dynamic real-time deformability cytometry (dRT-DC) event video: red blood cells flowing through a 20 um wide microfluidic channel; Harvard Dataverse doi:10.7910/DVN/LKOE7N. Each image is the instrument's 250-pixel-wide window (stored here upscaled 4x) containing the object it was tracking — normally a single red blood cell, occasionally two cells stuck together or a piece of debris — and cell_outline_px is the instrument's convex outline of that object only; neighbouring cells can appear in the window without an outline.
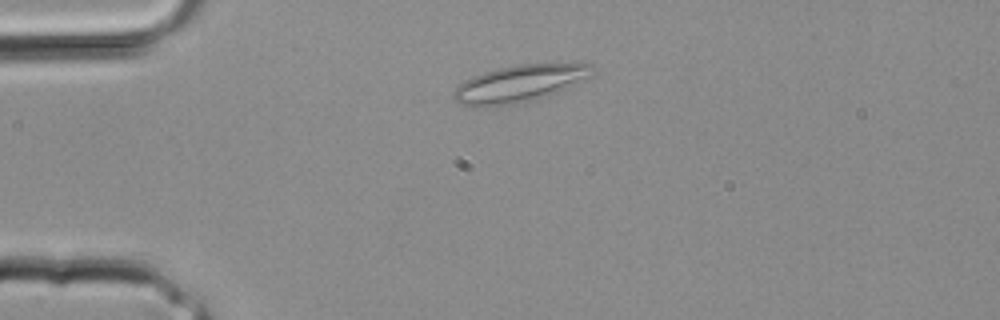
{"species": "common noctule bat (a hibernating species)", "species_latin": "Nyctalus noctula", "temperature_condition": "room temperature", "stored_images_in_passage": 18, "camera_frame_rate_fps": 3000, "um_per_image_px": 0.085, "animal": {"sex": "male", "body_mass_g": 20.4}, "frame": {"image": 1, "passage_image": 4, "time_ms": 1.0, "image_size_px": [1000, 320], "cell_outline_px": [[596, 72], [592, 76], [548, 96], [516, 104], [488, 108], [476, 108], [460, 104], [452, 96], [452, 92], [464, 80], [472, 76], [484, 72], [500, 68], [520, 64], [584, 60], [592, 64]], "centroid_in_image_um": [44.25, 7.08], "position_along_channel_um": 40.7, "area_um2": 31.21}}
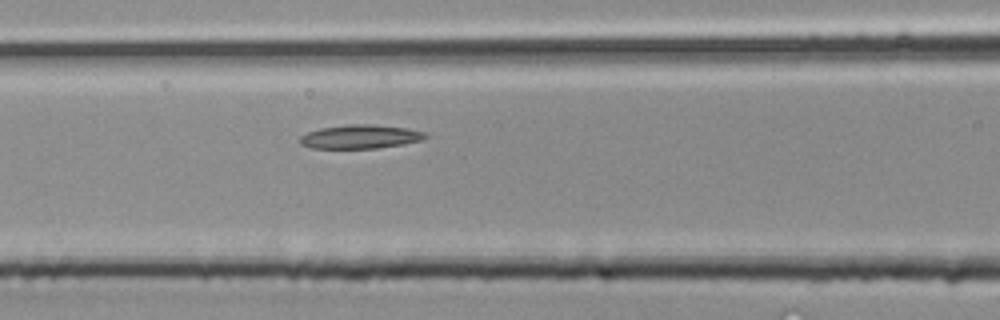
{"frame": {"image": 2, "passage_image": 10, "time_ms": 3.0, "image_size_px": [1000, 320], "cell_outline_px": [[428, 136], [420, 140], [404, 144], [376, 148], [312, 148], [300, 144], [300, 136], [308, 132], [320, 128], [348, 124], [372, 124], [408, 128], [424, 132]], "centroid_in_image_um": [30.61, 11.61], "position_along_channel_um": 136.0, "area_um2": 17.34}}
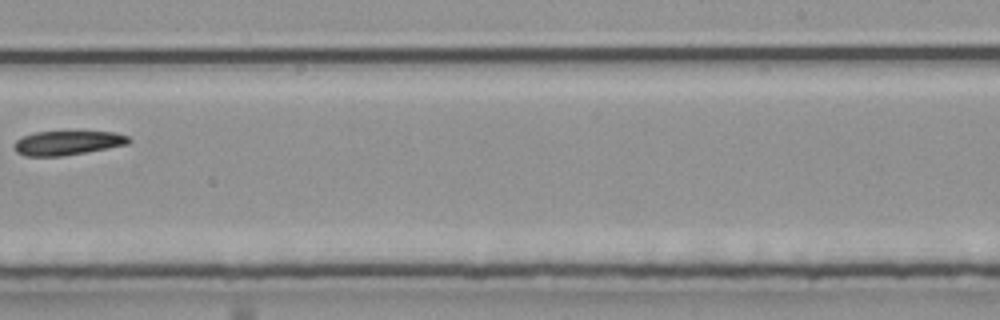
{"frame": {"image": 3, "passage_image": 17, "time_ms": 5.333, "image_size_px": [1000, 320], "cell_outline_px": [[132, 140], [128, 144], [108, 148], [60, 156], [24, 156], [16, 152], [12, 144], [20, 136], [36, 132], [116, 132], [128, 136]], "centroid_in_image_um": [5.69, 12.14], "position_along_channel_um": 283.3, "area_um2": 16.18}}